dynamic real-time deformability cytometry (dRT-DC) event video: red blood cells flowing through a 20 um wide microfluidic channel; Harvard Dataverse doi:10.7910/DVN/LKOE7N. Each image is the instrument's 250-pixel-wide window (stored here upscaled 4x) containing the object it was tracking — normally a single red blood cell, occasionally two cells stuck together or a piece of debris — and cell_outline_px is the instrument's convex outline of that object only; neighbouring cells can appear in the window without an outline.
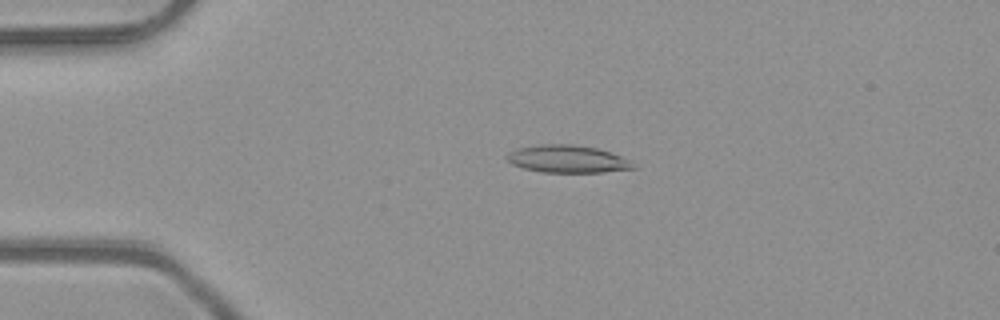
{"species": "common noctule bat (a hibernating species)", "species_latin": "Nyctalus noctula", "temperature_condition": "room temperature", "stored_images_in_passage": 51, "camera_frame_rate_fps": 3000, "um_per_image_px": 0.085, "animal": {"sex": "male", "body_mass_g": 23.1, "forearm_length_mm": 52.7}, "frame": {"image": 1, "passage_image": 12, "time_ms": 3.667, "image_size_px": [1000, 320], "cell_outline_px": [[636, 168], [604, 172], [544, 172], [524, 168], [512, 164], [504, 156], [508, 152], [516, 148], [540, 144], [572, 144], [596, 148], [632, 160]], "centroid_in_image_um": [48.22, 13.51], "position_along_channel_um": 36.8, "area_um2": 20.23}}
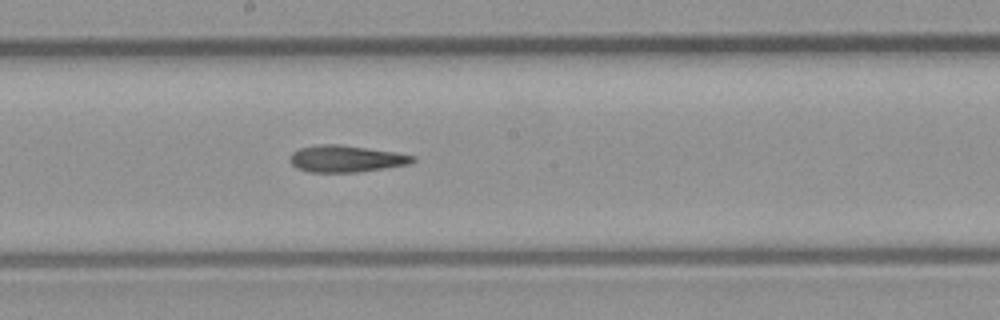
{"frame": {"image": 2, "passage_image": 28, "time_ms": 9.0, "image_size_px": [1000, 320], "cell_outline_px": [[416, 160], [408, 164], [384, 168], [356, 172], [308, 172], [296, 168], [288, 160], [288, 156], [292, 152], [300, 148], [320, 144], [336, 144], [396, 152], [416, 156]], "centroid_in_image_um": [29.37, 13.49], "position_along_channel_um": 218.8, "area_um2": 19.13}}
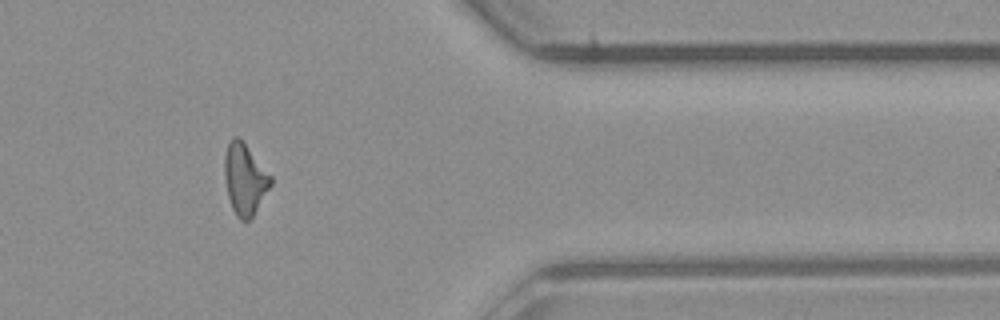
{"frame": {"image": 3, "passage_image": 42, "time_ms": 13.667, "image_size_px": [1000, 320], "cell_outline_px": [[272, 184], [252, 216], [248, 220], [240, 220], [236, 216], [232, 208], [228, 196], [224, 176], [224, 156], [228, 140], [232, 136], [236, 136], [244, 144], [272, 176]], "centroid_in_image_um": [20.78, 15.22], "position_along_channel_um": 390.6, "area_um2": 18.9}}